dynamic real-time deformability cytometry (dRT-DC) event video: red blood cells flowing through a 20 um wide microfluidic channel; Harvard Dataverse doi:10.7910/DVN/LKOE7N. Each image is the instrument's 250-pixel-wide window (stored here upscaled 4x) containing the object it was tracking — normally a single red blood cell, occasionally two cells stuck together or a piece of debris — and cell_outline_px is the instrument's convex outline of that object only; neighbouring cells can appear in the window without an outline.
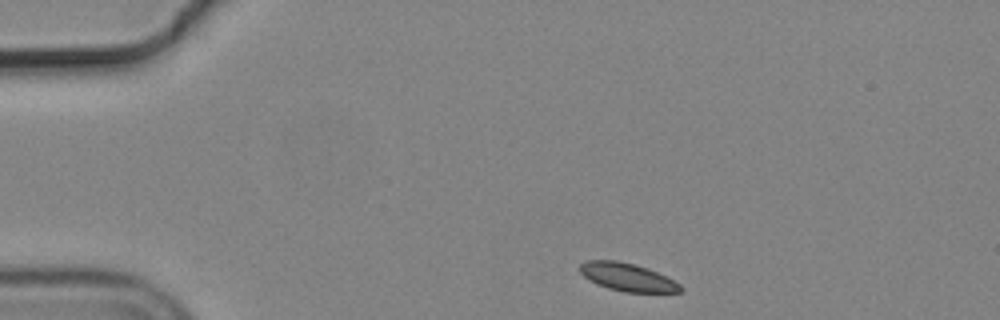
{"species": "common noctule bat (a hibernating species)", "species_latin": "Nyctalus noctula", "temperature_condition": "cold", "stored_images_in_passage": 46, "camera_frame_rate_fps": 3000, "um_per_image_px": 0.085, "animal": {"sex": "male", "body_mass_g": 19.2, "forearm_length_mm": 51.8}, "frame": {"image": 1, "passage_image": 1, "time_ms": 0.0, "image_size_px": [1000, 320], "cell_outline_px": [[684, 292], [624, 292], [608, 288], [596, 284], [584, 276], [580, 272], [580, 264], [584, 260], [616, 260], [636, 264], [648, 268], [680, 284], [684, 288]], "centroid_in_image_um": [53.32, 23.55], "position_along_channel_um": 31.7, "area_um2": 16.42}}
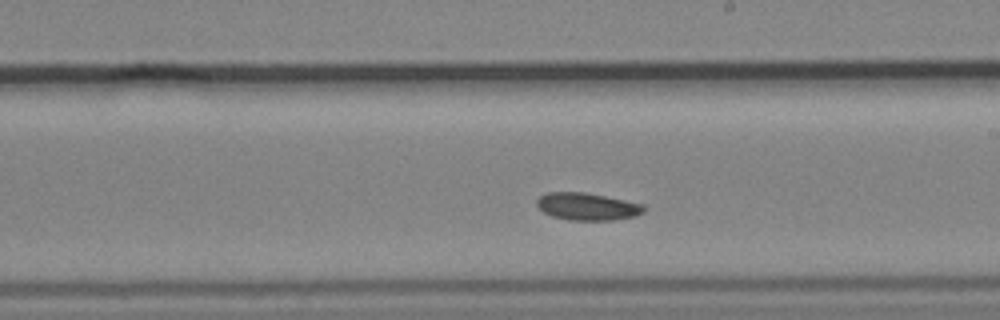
{"frame": {"image": 2, "passage_image": 23, "time_ms": 7.333, "image_size_px": [1000, 320], "cell_outline_px": [[648, 208], [644, 212], [636, 216], [616, 220], [568, 220], [552, 216], [544, 212], [536, 204], [536, 200], [540, 196], [548, 192], [584, 192], [644, 204]], "centroid_in_image_um": [49.96, 17.56], "position_along_channel_um": 239.0, "area_um2": 17.17}}
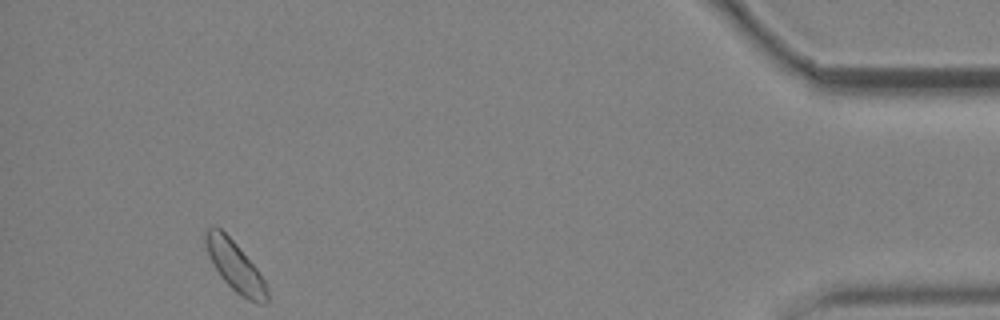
{"frame": {"image": 3, "passage_image": 43, "time_ms": 14.0, "image_size_px": [1000, 320], "cell_outline_px": [[268, 300], [264, 304], [256, 304], [240, 296], [220, 276], [212, 264], [204, 240], [204, 232], [208, 228], [220, 228], [236, 244], [256, 268], [264, 280], [268, 292]], "centroid_in_image_um": [19.99, 22.67], "position_along_channel_um": 415.2, "area_um2": 17.69}, "authors_computed_cell_mechanics": {"area_um2": 17.4556, "velocity_mm_per_s": 3.6397, "shape_relaxation_time_tau1_ms": 5.1905, "shape_relaxation_time_tau2_ms": null, "deformation_change_tau1": 0.0925, "deformation_change_tau2": null}}